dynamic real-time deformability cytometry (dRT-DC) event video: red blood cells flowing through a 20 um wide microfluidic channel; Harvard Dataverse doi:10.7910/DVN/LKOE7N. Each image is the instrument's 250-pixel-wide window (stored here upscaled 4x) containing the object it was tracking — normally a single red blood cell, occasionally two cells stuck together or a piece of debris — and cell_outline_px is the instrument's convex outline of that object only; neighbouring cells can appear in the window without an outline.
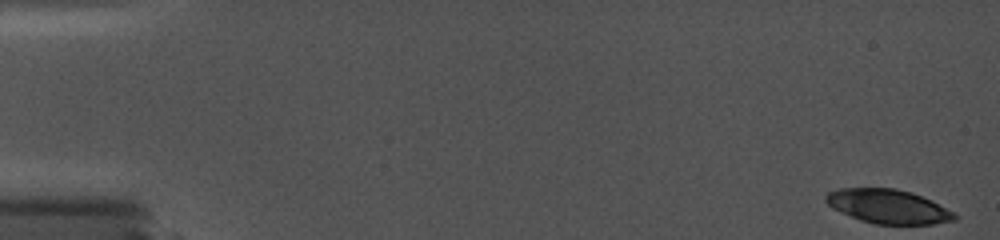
{"species": "common noctule bat (a hibernating species)", "species_latin": "Nyctalus noctula", "temperature_condition": "cold", "stored_images_in_passage": 9, "camera_frame_rate_fps": 5000, "um_per_image_px": 0.085, "animal": {"sex": "female", "body_mass_g": 19.0, "forearm_length_mm": 56.7}, "frame": {"image": 1, "passage_image": 1, "time_ms": 0.0, "image_size_px": [1000, 240], "cell_outline_px": [[960, 216], [956, 220], [932, 224], [876, 224], [860, 220], [840, 212], [832, 208], [824, 200], [824, 196], [828, 192], [840, 188], [896, 188], [912, 192], [932, 200]], "centroid_in_image_um": [75.49, 17.54], "position_along_channel_um": 9.5, "area_um2": 25.72}}
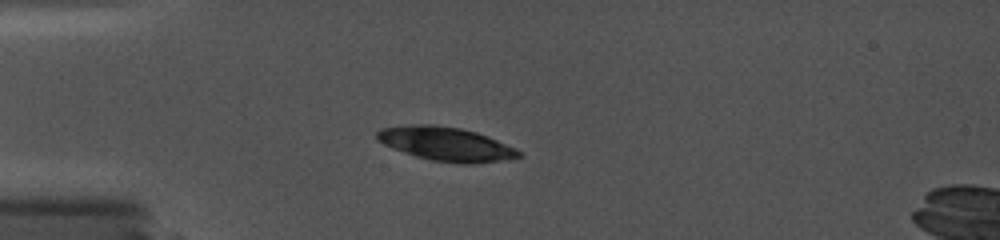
{"frame": {"image": 2, "passage_image": 7, "time_ms": 4.6, "image_size_px": [1000, 240], "cell_outline_px": [[524, 156], [500, 160], [472, 164], [464, 164], [432, 160], [416, 156], [392, 148], [376, 140], [376, 132], [380, 128], [416, 124], [432, 124], [460, 128], [476, 132], [488, 136], [516, 148], [524, 152]], "centroid_in_image_um": [37.92, 12.23], "position_along_channel_um": 47.1, "area_um2": 27.98}}